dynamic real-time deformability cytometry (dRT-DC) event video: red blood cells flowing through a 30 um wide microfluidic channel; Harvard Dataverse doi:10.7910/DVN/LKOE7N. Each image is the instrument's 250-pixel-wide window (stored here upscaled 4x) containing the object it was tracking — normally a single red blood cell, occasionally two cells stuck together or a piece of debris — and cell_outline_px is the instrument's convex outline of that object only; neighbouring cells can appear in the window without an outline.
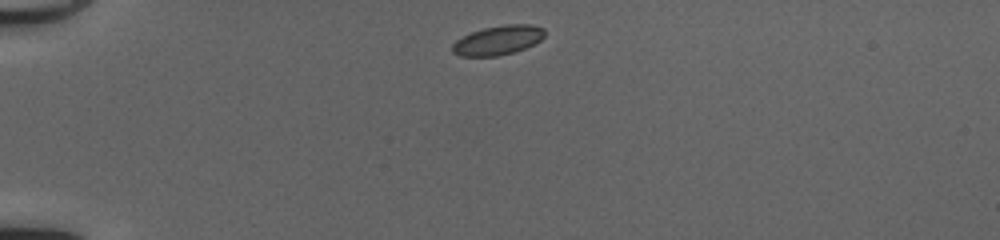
{"species": "common noctule bat (a hibernating species)", "species_latin": "Nyctalus noctula", "temperature_condition": "cold", "stored_images_in_passage": 38, "camera_frame_rate_fps": 3000, "um_per_image_px": 0.085, "animal": {"sex": "female", "body_mass_g": 20.0, "forearm_length_mm": 54.0}, "frame": {"image": 1, "passage_image": 1, "time_ms": 0.0, "image_size_px": [1000, 240], "cell_outline_px": [[544, 36], [540, 40], [524, 48], [512, 52], [496, 56], [460, 56], [452, 52], [452, 44], [456, 40], [472, 32], [484, 28], [508, 24], [532, 24], [544, 28]], "centroid_in_image_um": [42.32, 3.41], "position_along_channel_um": 42.7, "area_um2": 15.55}}
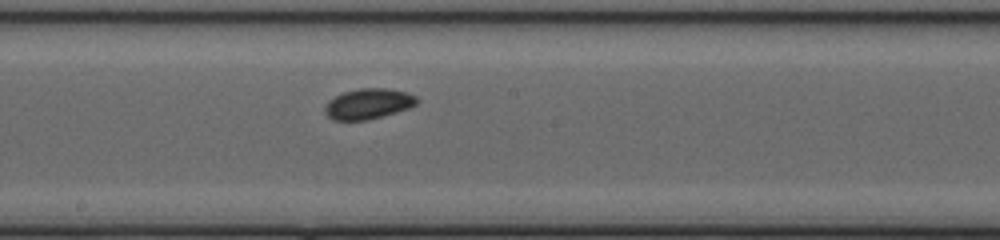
{"frame": {"image": 2, "passage_image": 17, "time_ms": 5.333, "image_size_px": [1000, 240], "cell_outline_px": [[420, 100], [416, 104], [408, 108], [396, 112], [368, 120], [332, 120], [324, 112], [324, 104], [328, 100], [344, 92], [360, 88], [384, 88], [408, 92], [416, 96]], "centroid_in_image_um": [31.29, 8.82], "position_along_channel_um": 216.9, "area_um2": 16.42}}
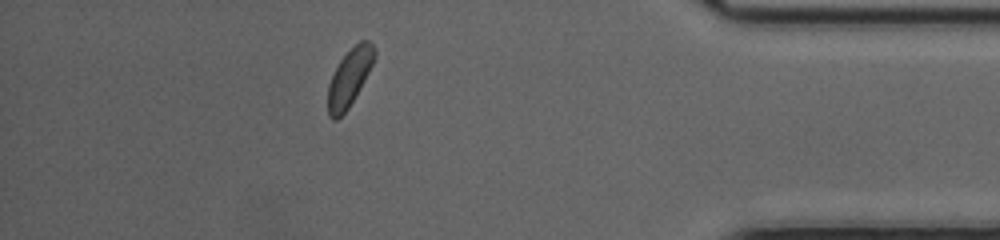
{"frame": {"image": 3, "passage_image": 33, "time_ms": 10.667, "image_size_px": [1000, 240], "cell_outline_px": [[376, 56], [364, 80], [348, 108], [336, 120], [332, 120], [328, 116], [328, 84], [340, 60], [360, 40], [368, 40], [372, 44], [376, 52]], "centroid_in_image_um": [29.69, 6.6], "position_along_channel_um": 405.5, "area_um2": 15.14}, "authors_computed_cell_mechanics": {"area_um2": 15.8661, "velocity_mm_per_s": 4.1464, "shape_relaxation_time_tau1_ms": 2.9008, "shape_relaxation_time_tau2_ms": null, "deformation_change_tau1": 0.0527, "deformation_change_tau2": null}}